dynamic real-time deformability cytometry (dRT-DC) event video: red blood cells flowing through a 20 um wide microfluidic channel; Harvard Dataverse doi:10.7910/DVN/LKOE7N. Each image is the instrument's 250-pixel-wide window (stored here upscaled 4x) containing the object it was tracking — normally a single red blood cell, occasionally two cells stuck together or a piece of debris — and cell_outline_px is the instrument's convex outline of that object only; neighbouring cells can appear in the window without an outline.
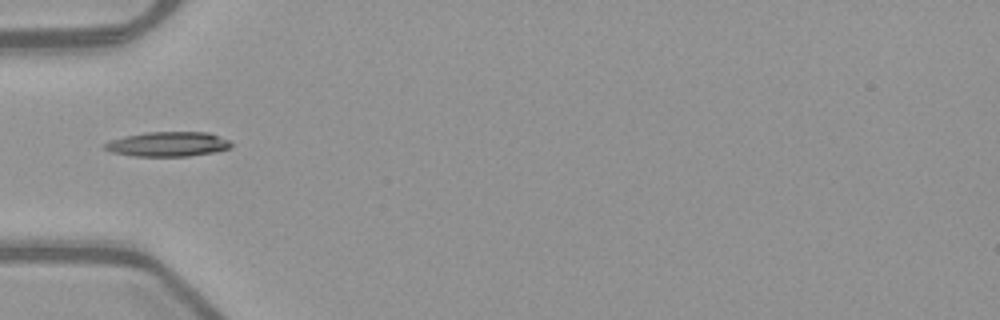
{"species": "common noctule bat (a hibernating species)", "species_latin": "Nyctalus noctula", "temperature_condition": "warm", "stored_images_in_passage": 35, "camera_frame_rate_fps": 3000, "um_per_image_px": 0.085, "animal": {"sex": "female", "body_mass_g": 21.9}, "frame": {"image": 1, "passage_image": 1, "time_ms": 0.0, "image_size_px": [1000, 320], "cell_outline_px": [[232, 144], [228, 148], [212, 152], [188, 156], [132, 156], [112, 152], [104, 148], [104, 144], [112, 140], [124, 136], [148, 132], [208, 132], [228, 140]], "centroid_in_image_um": [14.25, 12.25], "position_along_channel_um": 70.8, "area_um2": 17.92}}
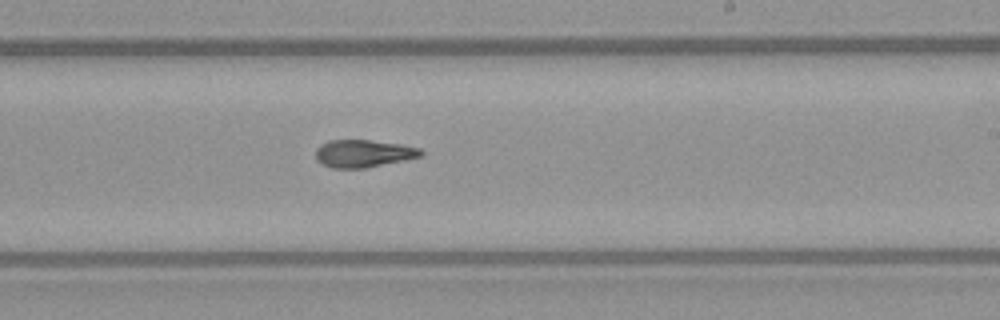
{"frame": {"image": 2, "passage_image": 15, "time_ms": 4.667, "image_size_px": [1000, 320], "cell_outline_px": [[424, 152], [420, 156], [404, 160], [364, 168], [332, 168], [316, 160], [316, 148], [320, 144], [328, 140], [368, 140], [400, 144], [420, 148]], "centroid_in_image_um": [30.86, 13.04], "position_along_channel_um": 258.1, "area_um2": 16.76}}
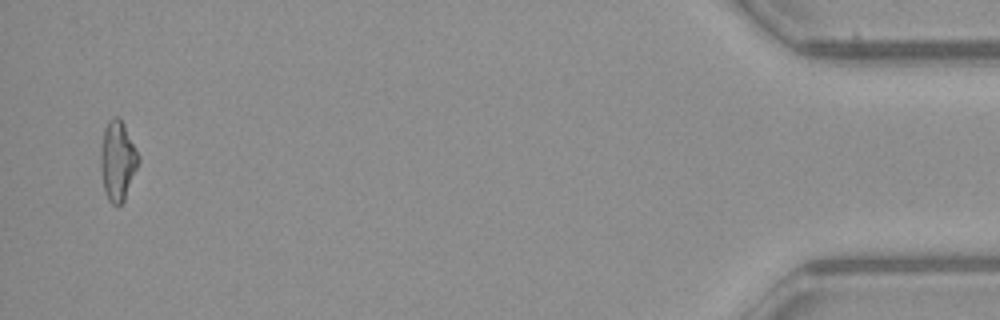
{"frame": {"image": 3, "passage_image": 34, "time_ms": 11.0, "image_size_px": [1000, 320], "cell_outline_px": [[140, 160], [124, 200], [120, 204], [112, 204], [108, 200], [104, 192], [100, 172], [100, 148], [104, 128], [108, 120], [112, 116], [116, 116], [124, 124], [140, 156]], "centroid_in_image_um": [9.97, 13.65], "position_along_channel_um": 425.2, "area_um2": 17.74}, "authors_computed_cell_mechanics": {"area_um2": 16.9354, "velocity_mm_per_s": 3.9954, "shape_relaxation_time_tau1_ms": 5.4556, "shape_relaxation_time_tau2_ms": 4.2571, "deformation_change_tau1": 0.2148, "deformation_change_tau2": 0.1493}}